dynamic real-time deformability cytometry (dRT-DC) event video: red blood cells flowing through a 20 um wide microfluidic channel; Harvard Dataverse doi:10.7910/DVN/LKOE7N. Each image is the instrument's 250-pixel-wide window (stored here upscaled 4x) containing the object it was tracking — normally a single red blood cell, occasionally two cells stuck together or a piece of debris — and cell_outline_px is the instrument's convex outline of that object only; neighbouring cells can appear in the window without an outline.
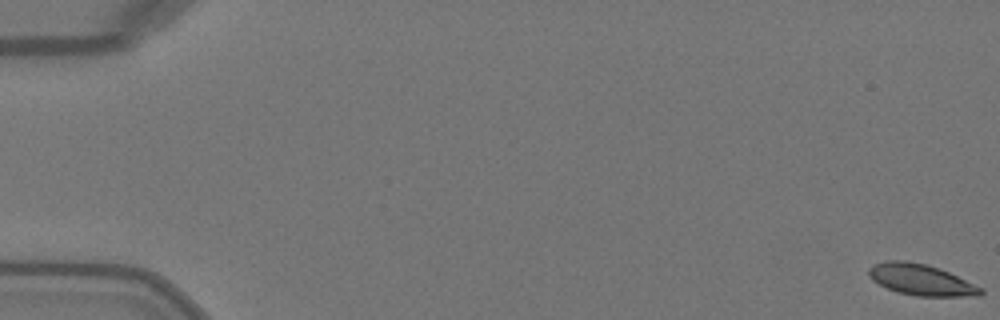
{"species": "Egyptian fruit bat (a non-hibernating species)", "species_latin": "Rousettus aegyptiacus", "temperature_condition": "warm", "stored_images_in_passage": 51, "camera_frame_rate_fps": 3000, "um_per_image_px": 0.085, "animal": {"sex": "female"}, "frame": {"image": 1, "passage_image": 1, "time_ms": 0.0, "image_size_px": [1000, 320], "cell_outline_px": [[984, 292], [980, 296], [916, 296], [896, 292], [872, 280], [868, 276], [868, 268], [876, 264], [888, 260], [904, 260], [924, 264], [948, 272], [984, 288]], "centroid_in_image_um": [78.3, 23.79], "position_along_channel_um": 6.7, "area_um2": 20.17}}
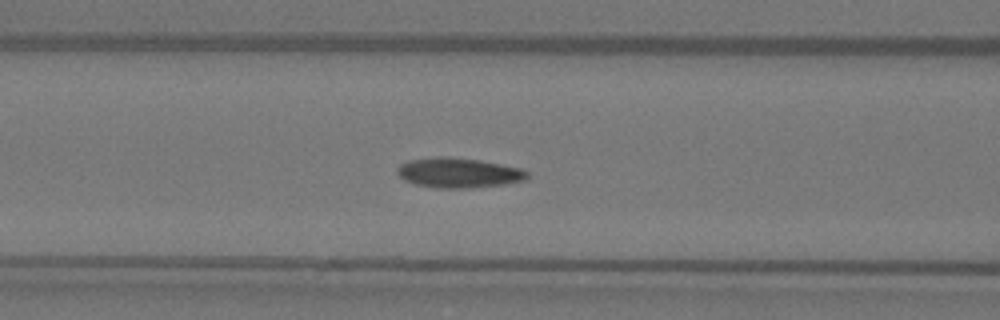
{"frame": {"image": 2, "passage_image": 22, "time_ms": 7.0, "image_size_px": [1000, 320], "cell_outline_px": [[528, 176], [524, 180], [504, 184], [468, 188], [436, 188], [416, 184], [404, 180], [396, 172], [396, 168], [400, 164], [408, 160], [436, 156], [448, 156], [480, 160], [520, 168], [528, 172]], "centroid_in_image_um": [38.93, 14.68], "position_along_channel_um": 127.7, "area_um2": 22.72}}
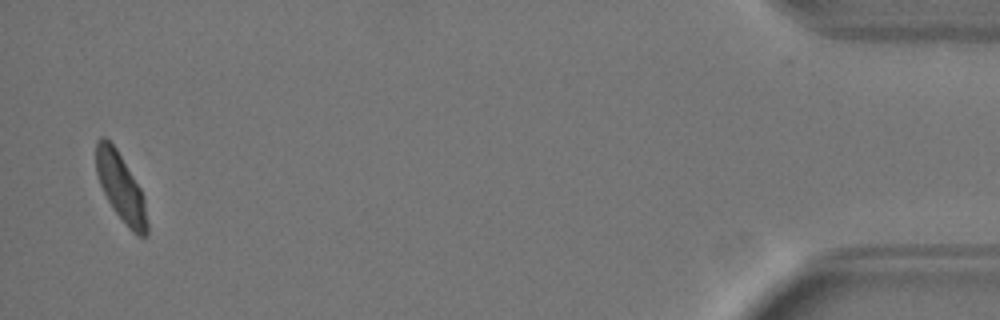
{"frame": {"image": 3, "passage_image": 50, "time_ms": 16.333, "image_size_px": [1000, 320], "cell_outline_px": [[148, 236], [136, 236], [128, 228], [112, 208], [100, 184], [96, 172], [96, 140], [100, 136], [104, 136], [116, 148], [140, 188], [144, 196], [148, 220]], "centroid_in_image_um": [10.29, 15.96], "position_along_channel_um": 424.9, "area_um2": 20.29}, "authors_computed_cell_mechanics": {"area_um2": 21.097, "velocity_mm_per_s": 4.0665, "shape_relaxation_time_tau1_ms": 3.8983, "shape_relaxation_time_tau2_ms": 1.5535, "deformation_change_tau1": 0.1347, "deformation_change_tau2": 0.0534}}